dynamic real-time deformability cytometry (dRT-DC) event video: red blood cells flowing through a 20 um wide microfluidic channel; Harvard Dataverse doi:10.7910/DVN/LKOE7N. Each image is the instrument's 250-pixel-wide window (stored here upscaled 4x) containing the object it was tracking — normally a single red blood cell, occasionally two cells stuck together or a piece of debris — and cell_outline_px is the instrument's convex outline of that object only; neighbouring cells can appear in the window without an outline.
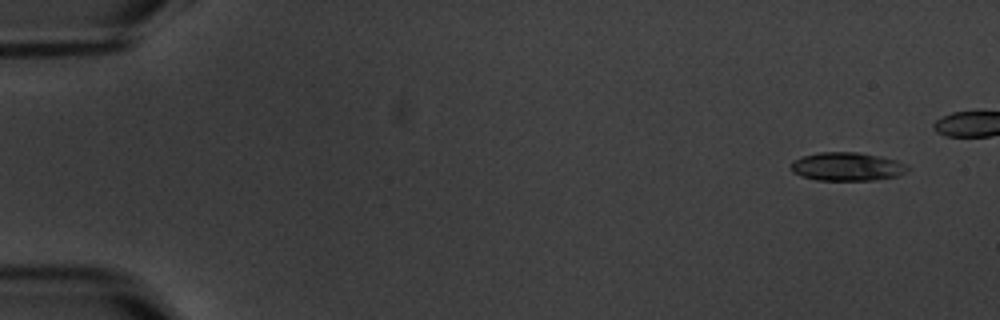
{"species": "common noctule bat (a hibernating species)", "species_latin": "Nyctalus noctula", "temperature_condition": "warm", "stored_images_in_passage": 6, "camera_frame_rate_fps": 3000, "um_per_image_px": 0.085, "animal": {"sex": "male", "body_mass_g": 20.1, "forearm_length_mm": 53.5}, "frame": {"image": 1, "passage_image": 1, "time_ms": 0.0, "image_size_px": [1000, 320], "cell_outline_px": [[908, 168], [904, 172], [896, 176], [872, 180], [816, 180], [800, 176], [792, 172], [792, 160], [804, 156], [820, 152], [856, 152], [880, 156], [896, 160], [908, 164]], "centroid_in_image_um": [71.98, 14.16], "position_along_channel_um": 13.0, "area_um2": 19.25}}